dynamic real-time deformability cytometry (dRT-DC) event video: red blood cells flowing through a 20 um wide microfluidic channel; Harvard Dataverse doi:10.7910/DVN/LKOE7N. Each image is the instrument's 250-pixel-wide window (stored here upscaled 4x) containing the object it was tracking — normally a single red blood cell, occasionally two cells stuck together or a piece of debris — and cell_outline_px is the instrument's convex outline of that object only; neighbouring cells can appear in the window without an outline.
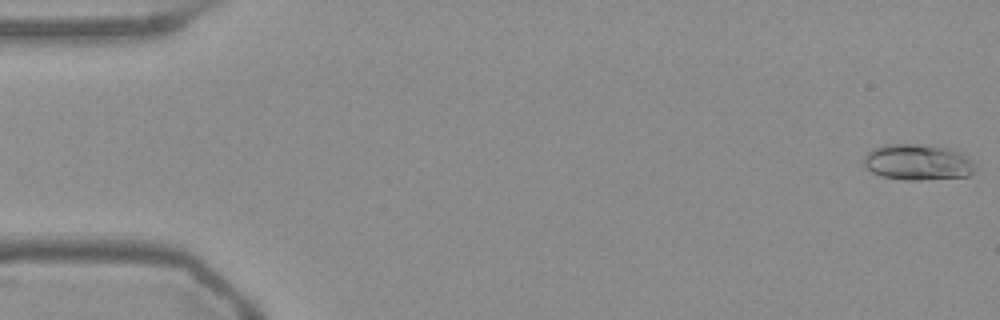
{"species": "Egyptian fruit bat (a non-hibernating species)", "species_latin": "Rousettus aegyptiacus", "temperature_condition": "warm", "stored_images_in_passage": 52, "camera_frame_rate_fps": 3000, "um_per_image_px": 0.085, "frame": {"image": 1, "passage_image": 1, "time_ms": 0.0, "image_size_px": [1000, 320], "cell_outline_px": [[972, 172], [968, 176], [920, 180], [904, 180], [880, 176], [864, 168], [864, 156], [872, 148], [884, 144], [936, 144], [960, 152], [968, 156], [972, 160]], "centroid_in_image_um": [77.96, 13.77], "position_along_channel_um": 7.0, "area_um2": 23.64}}
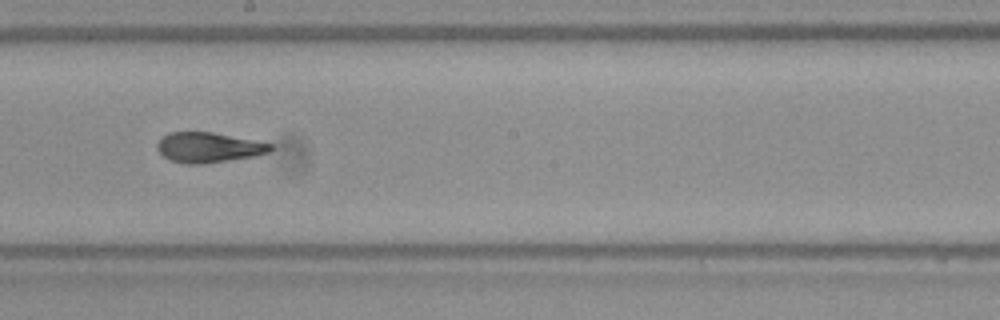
{"frame": {"image": 2, "passage_image": 30, "time_ms": 9.667, "image_size_px": [1000, 320], "cell_outline_px": [[272, 148], [268, 152], [256, 156], [204, 164], [188, 164], [168, 160], [156, 148], [156, 144], [168, 132], [212, 132], [272, 144]], "centroid_in_image_um": [17.7, 12.54], "position_along_channel_um": 230.5, "area_um2": 19.77}}
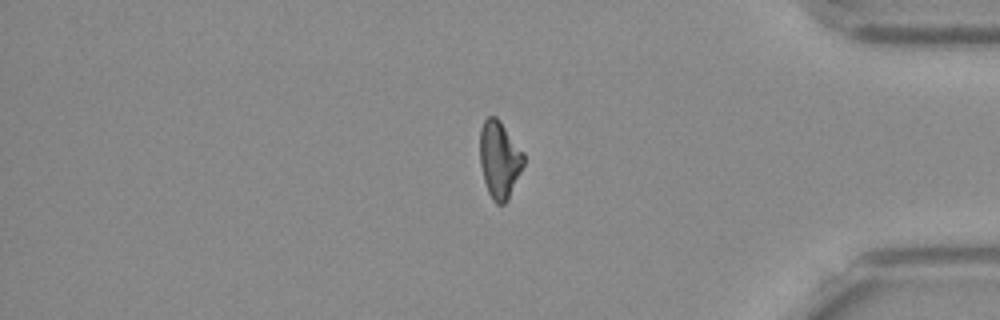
{"frame": {"image": 3, "passage_image": 45, "time_ms": 14.667, "image_size_px": [1000, 320], "cell_outline_px": [[524, 164], [508, 200], [504, 204], [496, 204], [492, 200], [488, 192], [484, 180], [480, 164], [480, 128], [484, 120], [488, 116], [496, 116], [500, 120], [524, 152]], "centroid_in_image_um": [42.45, 13.55], "position_along_channel_um": 392.7, "area_um2": 19.83}, "authors_computed_cell_mechanics": {"area_um2": 20.2011, "velocity_mm_per_s": 3.7991, "shape_relaxation_time_tau1_ms": null, "shape_relaxation_time_tau2_ms": 1.8842, "deformation_change_tau1": null, "deformation_change_tau2": 0.0836}}